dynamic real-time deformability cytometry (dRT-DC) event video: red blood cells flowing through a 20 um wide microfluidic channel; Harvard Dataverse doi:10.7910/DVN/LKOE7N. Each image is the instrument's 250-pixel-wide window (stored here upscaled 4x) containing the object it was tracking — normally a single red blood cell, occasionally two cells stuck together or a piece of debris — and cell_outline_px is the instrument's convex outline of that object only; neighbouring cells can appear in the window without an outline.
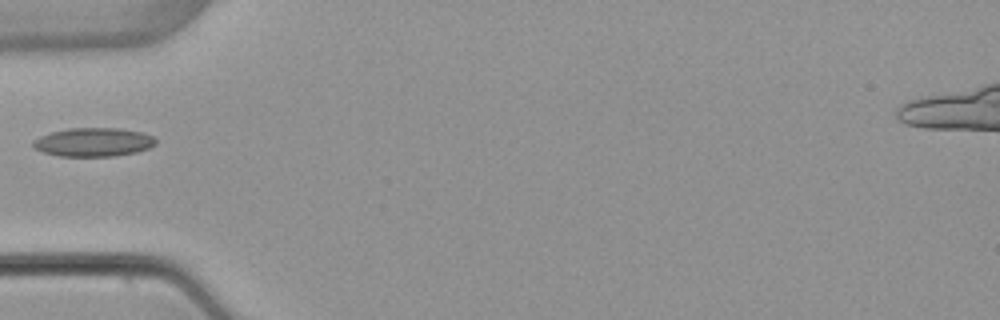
{"species": "common noctule bat (a hibernating species)", "species_latin": "Nyctalus noctula", "temperature_condition": "warm", "stored_images_in_passage": 6, "camera_frame_rate_fps": 3000, "um_per_image_px": 0.085, "animal": {"sex": "female", "body_mass_g": 22.7, "forearm_length_mm": 54.2}, "frame": {"image": 1, "passage_image": 1, "time_ms": 0.0, "image_size_px": [1000, 320], "cell_outline_px": [[156, 144], [148, 148], [136, 152], [112, 156], [60, 156], [44, 152], [32, 148], [32, 140], [40, 136], [52, 132], [68, 128], [120, 128], [140, 132], [152, 136], [156, 140]], "centroid_in_image_um": [7.91, 12.08], "position_along_channel_um": 77.1, "area_um2": 20.46}}